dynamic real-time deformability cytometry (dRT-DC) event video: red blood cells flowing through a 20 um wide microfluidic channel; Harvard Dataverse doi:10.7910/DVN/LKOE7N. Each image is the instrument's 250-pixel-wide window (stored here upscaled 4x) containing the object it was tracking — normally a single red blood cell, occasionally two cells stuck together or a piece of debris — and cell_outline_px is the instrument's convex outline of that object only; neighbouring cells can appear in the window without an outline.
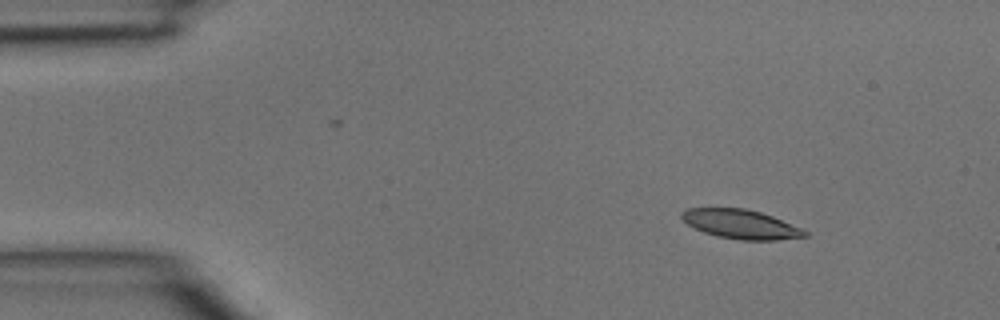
{"species": "common noctule bat (a hibernating species)", "species_latin": "Nyctalus noctula", "temperature_condition": "room temperature", "stored_images_in_passage": 5, "segment_of_instrument_passage": [1, 2], "camera_frame_rate_fps": 3000, "um_per_image_px": 0.085, "animal": {"sex": "male", "body_mass_g": 15.6}, "frame": {"image": 1, "passage_image": 2, "time_ms": 0.333, "image_size_px": [1000, 320], "cell_outline_px": [[808, 236], [776, 240], [740, 240], [716, 236], [704, 232], [688, 224], [680, 216], [680, 212], [688, 208], [744, 208], [760, 212], [772, 216], [800, 228], [808, 232]], "centroid_in_image_um": [62.95, 19.05], "position_along_channel_um": 22.0, "area_um2": 20.75}}
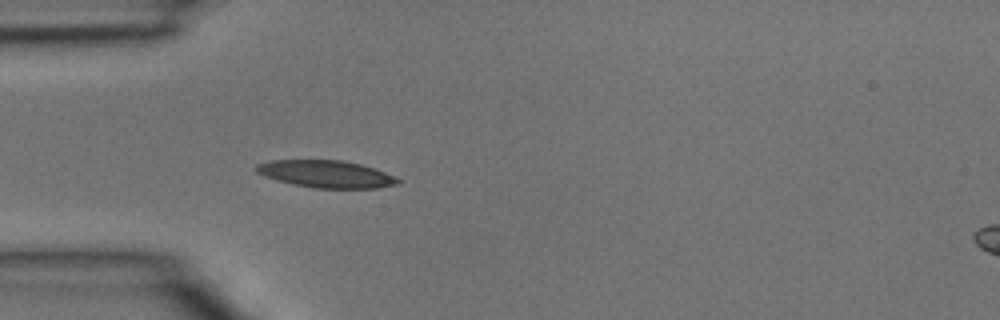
{"frame": {"image": 2, "passage_image": 4, "time_ms": 1.0, "image_size_px": [1000, 320], "cell_outline_px": [[400, 184], [376, 188], [312, 188], [292, 184], [264, 176], [256, 172], [252, 168], [256, 164], [272, 160], [344, 160], [360, 164], [384, 172], [400, 180]], "centroid_in_image_um": [27.67, 14.79], "position_along_channel_um": 57.3, "area_um2": 22.48}}